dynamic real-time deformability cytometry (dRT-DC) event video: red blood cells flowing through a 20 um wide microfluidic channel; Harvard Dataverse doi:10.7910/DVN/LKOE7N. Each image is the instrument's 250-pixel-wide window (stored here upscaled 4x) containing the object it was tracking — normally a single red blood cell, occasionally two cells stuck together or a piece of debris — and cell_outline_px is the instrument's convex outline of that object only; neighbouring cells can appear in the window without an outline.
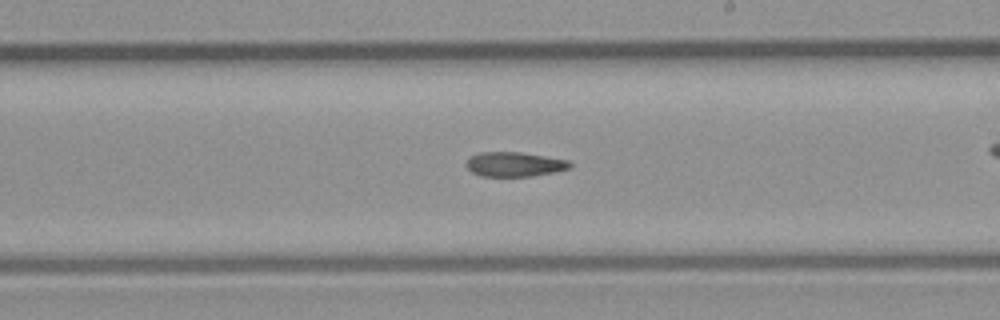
{"species": "common noctule bat (a hibernating species)", "species_latin": "Nyctalus noctula", "temperature_condition": "room temperature", "stored_images_in_passage": 40, "camera_frame_rate_fps": 3000, "um_per_image_px": 0.085, "animal": {"sex": "male", "body_mass_g": 23.1, "forearm_length_mm": 52.7}, "frame": {"image": 1, "passage_image": 23, "time_ms": 7.333, "image_size_px": [1000, 320], "cell_outline_px": [[572, 168], [556, 172], [532, 176], [480, 176], [472, 172], [464, 164], [472, 156], [480, 152], [520, 152], [568, 160], [572, 164]], "centroid_in_image_um": [43.75, 13.97], "position_along_channel_um": 245.2, "area_um2": 14.85}}
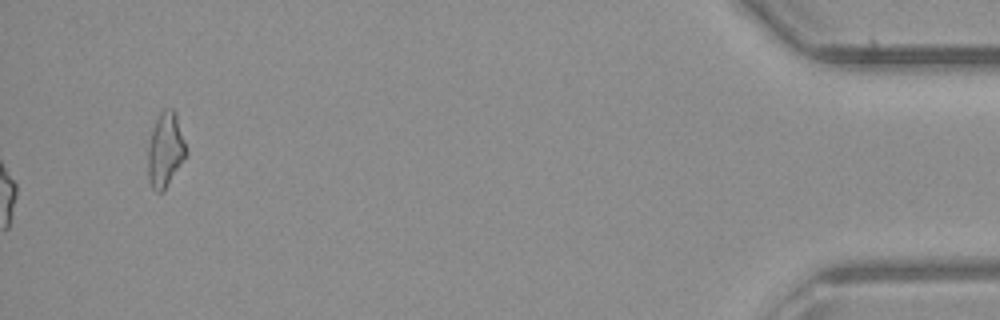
{"frame": {"image": 2, "passage_image": 40, "time_ms": 13.0, "image_size_px": [1000, 320], "cell_outline_px": [[188, 152], [164, 192], [156, 192], [152, 188], [148, 180], [148, 144], [156, 120], [160, 112], [164, 108], [172, 108], [176, 112]], "centroid_in_image_um": [14.06, 12.75], "position_along_channel_um": 421.1, "area_um2": 16.7}}